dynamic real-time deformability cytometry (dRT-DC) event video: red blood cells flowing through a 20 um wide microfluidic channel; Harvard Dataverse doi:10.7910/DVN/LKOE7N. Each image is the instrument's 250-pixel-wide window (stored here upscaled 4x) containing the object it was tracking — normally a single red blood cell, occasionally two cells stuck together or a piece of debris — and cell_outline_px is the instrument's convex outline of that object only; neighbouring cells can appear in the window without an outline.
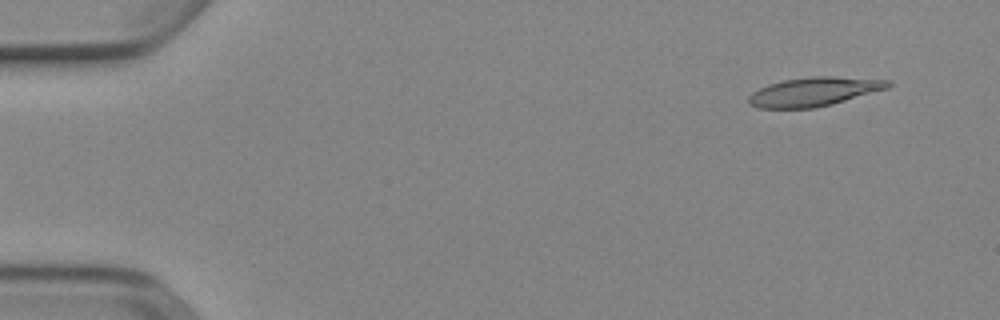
{"species": "Egyptian fruit bat (a non-hibernating species)", "species_latin": "Rousettus aegyptiacus", "temperature_condition": "cold", "stored_images_in_passage": 49, "camera_frame_rate_fps": 3000, "um_per_image_px": 0.085, "animal": {"sex": "female"}, "frame": {"image": 1, "passage_image": 1, "time_ms": 0.0, "image_size_px": [1000, 320], "cell_outline_px": [[892, 84], [888, 88], [832, 104], [816, 108], [756, 108], [748, 104], [748, 96], [752, 92], [768, 84], [784, 80], [812, 76], [832, 76], [892, 80]], "centroid_in_image_um": [69.18, 7.79], "position_along_channel_um": 15.8, "area_um2": 23.58}}
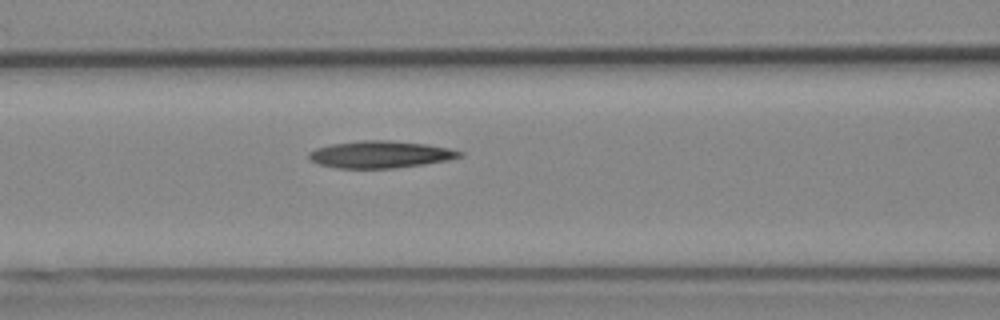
{"frame": {"image": 2, "passage_image": 19, "time_ms": 6.0, "image_size_px": [1000, 320], "cell_outline_px": [[464, 156], [448, 160], [424, 164], [392, 168], [336, 168], [320, 164], [312, 160], [308, 156], [308, 152], [316, 148], [332, 144], [364, 140], [388, 140], [424, 144], [448, 148], [464, 152]], "centroid_in_image_um": [32.35, 13.13], "position_along_channel_um": 134.3, "area_um2": 23.58}}
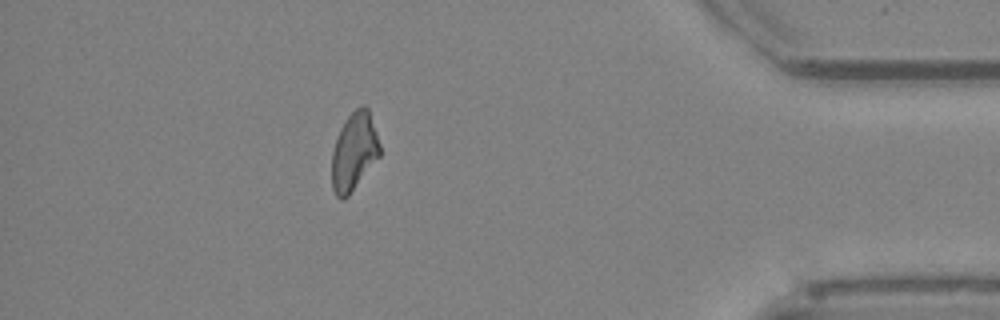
{"frame": {"image": 3, "passage_image": 43, "time_ms": 14.0, "image_size_px": [1000, 320], "cell_outline_px": [[380, 156], [348, 196], [344, 200], [340, 200], [336, 196], [332, 188], [332, 152], [340, 128], [344, 120], [356, 108], [364, 104], [368, 108], [380, 144]], "centroid_in_image_um": [30.09, 12.9], "position_along_channel_um": 405.1, "area_um2": 21.79}, "authors_computed_cell_mechanics": {"area_um2": 22.8888, "velocity_mm_per_s": 3.9068, "shape_relaxation_time_tau1_ms": 9.0452, "shape_relaxation_time_tau2_ms": 6.3619, "deformation_change_tau1": 0.2224, "deformation_change_tau2": 0.1765}}